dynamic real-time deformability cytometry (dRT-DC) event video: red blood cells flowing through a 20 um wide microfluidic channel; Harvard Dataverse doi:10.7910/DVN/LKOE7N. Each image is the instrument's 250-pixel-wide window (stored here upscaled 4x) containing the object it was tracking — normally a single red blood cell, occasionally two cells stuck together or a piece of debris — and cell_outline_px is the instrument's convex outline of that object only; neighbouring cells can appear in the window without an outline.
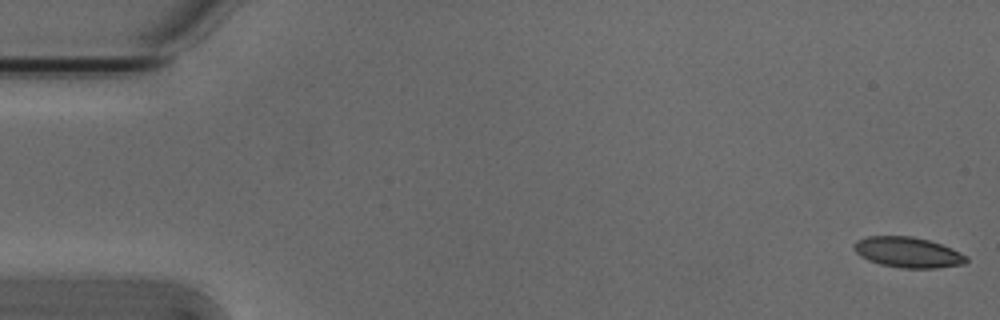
{"species": "Egyptian fruit bat (a non-hibernating species)", "species_latin": "Rousettus aegyptiacus", "temperature_condition": "cold", "stored_images_in_passage": 5, "camera_frame_rate_fps": 3000, "um_per_image_px": 0.085, "animal": {"sex": "male"}, "frame": {"image": 1, "passage_image": 1, "time_ms": 0.0, "image_size_px": [1000, 320], "cell_outline_px": [[968, 260], [964, 264], [936, 268], [900, 268], [880, 264], [868, 260], [860, 256], [852, 248], [852, 244], [856, 240], [868, 236], [912, 236], [928, 240], [952, 248], [968, 256]], "centroid_in_image_um": [77.15, 21.45], "position_along_channel_um": 7.9, "area_um2": 20.11}}
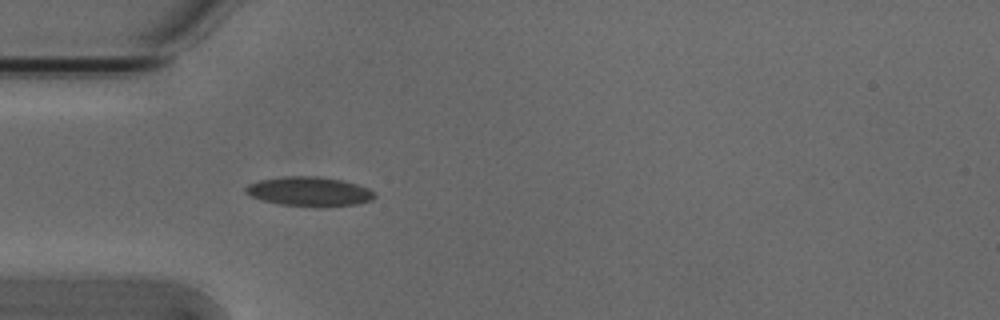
{"frame": {"image": 2, "passage_image": 5, "time_ms": 1.333, "image_size_px": [1000, 320], "cell_outline_px": [[376, 196], [372, 200], [356, 204], [324, 208], [316, 208], [280, 204], [264, 200], [252, 196], [244, 192], [244, 188], [248, 184], [260, 180], [284, 176], [316, 176], [344, 180], [368, 188], [376, 192]], "centroid_in_image_um": [26.33, 16.29], "position_along_channel_um": 58.7, "area_um2": 22.43}}